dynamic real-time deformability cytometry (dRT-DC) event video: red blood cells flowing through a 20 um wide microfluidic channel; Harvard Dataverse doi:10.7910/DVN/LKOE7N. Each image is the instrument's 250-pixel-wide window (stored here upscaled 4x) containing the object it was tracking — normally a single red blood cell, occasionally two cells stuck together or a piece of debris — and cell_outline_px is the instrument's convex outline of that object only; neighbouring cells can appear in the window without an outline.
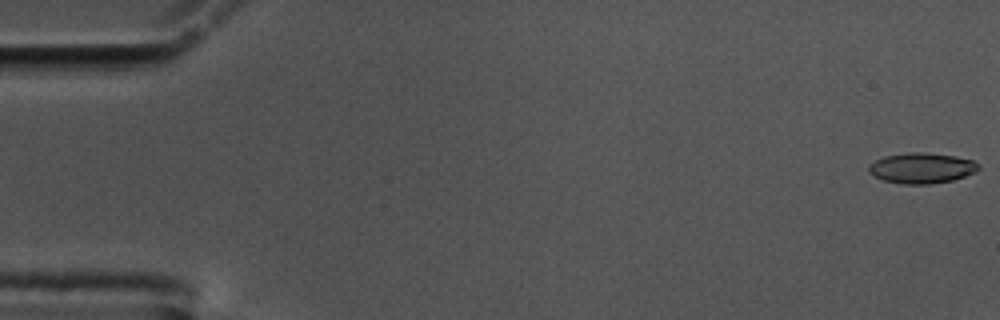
{"species": "common noctule bat (a hibernating species)", "species_latin": "Nyctalus noctula", "temperature_condition": "cold", "stored_images_in_passage": 54, "camera_frame_rate_fps": 3000, "um_per_image_px": 0.085, "animal": {"sex": "male", "body_mass_g": 17.5, "forearm_length_mm": 52.3}, "frame": {"image": 1, "passage_image": 1, "time_ms": 0.0, "image_size_px": [1000, 320], "cell_outline_px": [[980, 168], [976, 172], [952, 180], [932, 184], [904, 184], [884, 180], [872, 176], [868, 172], [868, 164], [884, 156], [908, 152], [924, 152], [956, 156], [972, 160], [980, 164]], "centroid_in_image_um": [78.33, 14.28], "position_along_channel_um": 6.7, "area_um2": 19.71}}
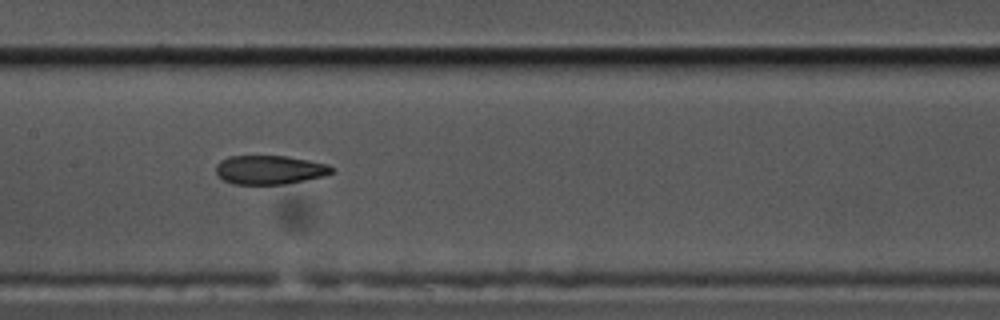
{"frame": {"image": 2, "passage_image": 28, "time_ms": 9.0, "image_size_px": [1000, 320], "cell_outline_px": [[336, 168], [332, 172], [324, 176], [284, 184], [232, 184], [224, 180], [216, 172], [216, 164], [220, 160], [228, 156], [284, 156], [308, 160], [328, 164]], "centroid_in_image_um": [22.92, 14.43], "position_along_channel_um": 184.5, "area_um2": 19.48}}
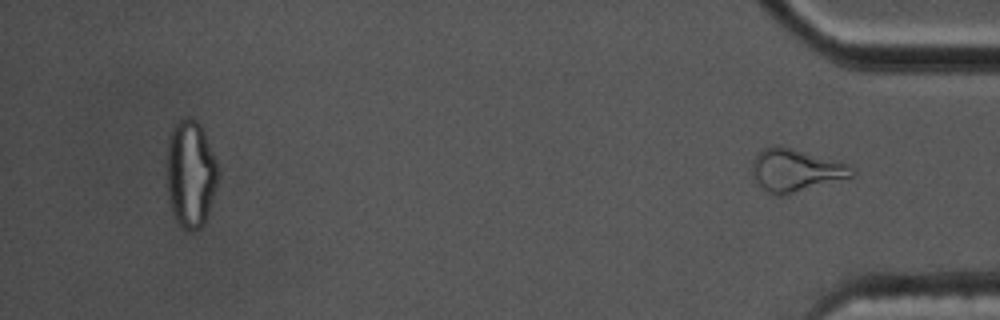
{"frame": {"image": 3, "passage_image": 54, "time_ms": 17.667, "image_size_px": [1000, 320], "cell_outline_px": [[856, 176], [780, 196], [768, 192], [756, 180], [752, 172], [752, 160], [764, 148], [780, 144], [840, 160], [856, 168]], "centroid_in_image_um": [67.72, 14.43], "position_along_channel_um": 367.5, "area_um2": 25.09}, "authors_computed_cell_mechanics": {"area_um2": 20.0566, "velocity_mm_per_s": 3.5696, "shape_relaxation_time_tau1_ms": null, "shape_relaxation_time_tau2_ms": 2.9948, "deformation_change_tau1": null, "deformation_change_tau2": 0.0993}}